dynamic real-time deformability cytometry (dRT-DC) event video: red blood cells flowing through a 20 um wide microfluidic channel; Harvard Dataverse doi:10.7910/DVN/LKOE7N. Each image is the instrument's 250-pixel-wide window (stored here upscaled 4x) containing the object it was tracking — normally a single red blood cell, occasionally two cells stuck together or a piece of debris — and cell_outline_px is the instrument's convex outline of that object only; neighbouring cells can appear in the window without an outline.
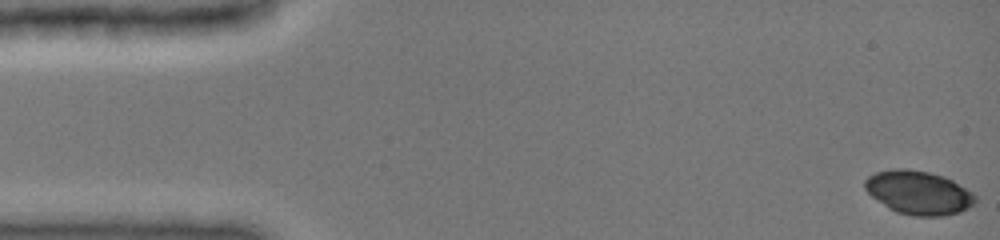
{"species": "common noctule bat (a hibernating species)", "species_latin": "Nyctalus noctula", "temperature_condition": "cold", "stored_images_in_passage": 45, "camera_frame_rate_fps": 3000, "um_per_image_px": 0.085, "animal": {"sex": "female", "body_mass_g": 19.0, "forearm_length_mm": 51.5}, "frame": {"image": 1, "passage_image": 1, "time_ms": 0.0, "image_size_px": [1000, 240], "cell_outline_px": [[976, 204], [960, 212], [944, 216], [912, 216], [896, 212], [888, 208], [872, 196], [864, 188], [864, 180], [868, 176], [876, 172], [892, 168], [908, 168], [928, 172], [944, 176], [952, 180], [972, 192], [976, 196]], "centroid_in_image_um": [78.08, 16.37], "position_along_channel_um": 6.9, "area_um2": 28.32}}
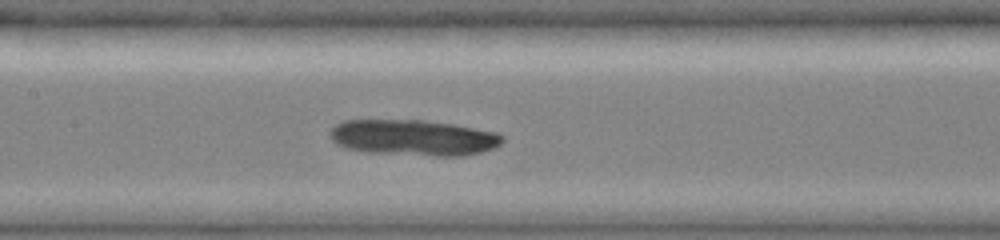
{"frame": {"image": 2, "passage_image": 23, "time_ms": 7.333, "image_size_px": [1000, 240], "cell_outline_px": [[504, 140], [500, 144], [492, 148], [480, 152], [464, 156], [436, 156], [364, 152], [348, 148], [336, 144], [328, 136], [328, 132], [336, 124], [344, 120], [424, 120], [452, 124], [496, 132], [504, 136]], "centroid_in_image_um": [35.11, 11.7], "position_along_channel_um": 172.3, "area_um2": 36.18}}
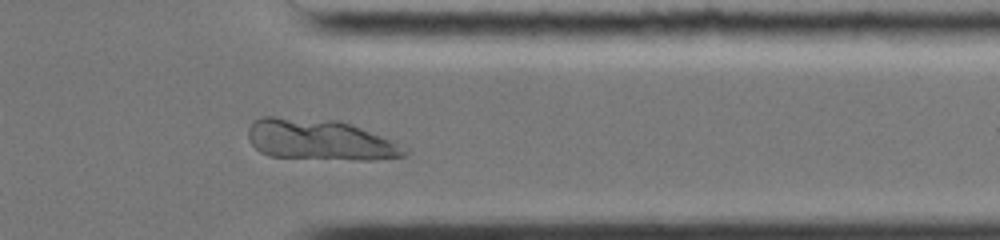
{"frame": {"image": 3, "passage_image": 39, "time_ms": 12.667, "image_size_px": [1000, 240], "cell_outline_px": [[408, 156], [372, 160], [356, 160], [268, 156], [260, 152], [248, 140], [248, 128], [260, 116], [276, 116], [336, 120], [360, 128], [380, 136], [388, 140], [408, 152]], "centroid_in_image_um": [27.09, 11.88], "position_along_channel_um": 384.3, "area_um2": 36.82}}